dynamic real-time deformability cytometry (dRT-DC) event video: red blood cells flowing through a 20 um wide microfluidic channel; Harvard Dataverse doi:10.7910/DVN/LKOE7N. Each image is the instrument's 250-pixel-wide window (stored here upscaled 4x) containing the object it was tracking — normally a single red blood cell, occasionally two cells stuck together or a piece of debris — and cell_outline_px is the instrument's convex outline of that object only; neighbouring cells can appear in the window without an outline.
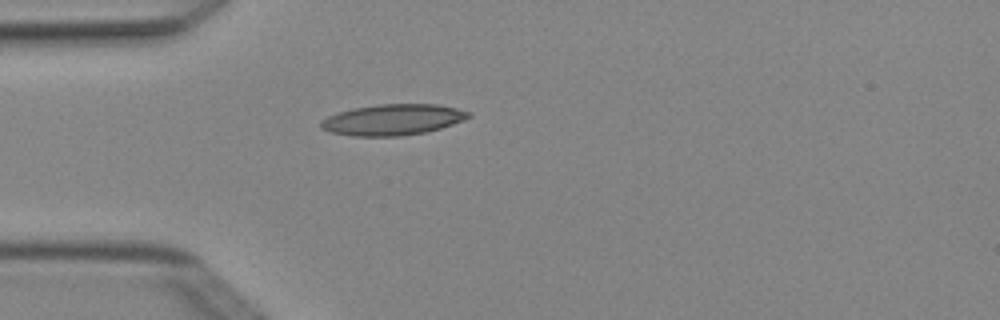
{"species": "Egyptian fruit bat (a non-hibernating species)", "species_latin": "Rousettus aegyptiacus", "temperature_condition": "cold", "stored_images_in_passage": 1, "camera_frame_rate_fps": 3000, "um_per_image_px": 0.085, "animal": {"sex": "female"}, "frame": {"image": 1, "passage_image": 1, "time_ms": 0.0, "image_size_px": [1000, 320], "cell_outline_px": [[472, 116], [464, 120], [440, 128], [424, 132], [400, 136], [352, 136], [332, 132], [320, 128], [320, 124], [328, 116], [352, 108], [380, 104], [436, 104], [456, 108], [472, 112]], "centroid_in_image_um": [33.42, 10.17], "position_along_channel_um": 51.6, "area_um2": 26.47}}